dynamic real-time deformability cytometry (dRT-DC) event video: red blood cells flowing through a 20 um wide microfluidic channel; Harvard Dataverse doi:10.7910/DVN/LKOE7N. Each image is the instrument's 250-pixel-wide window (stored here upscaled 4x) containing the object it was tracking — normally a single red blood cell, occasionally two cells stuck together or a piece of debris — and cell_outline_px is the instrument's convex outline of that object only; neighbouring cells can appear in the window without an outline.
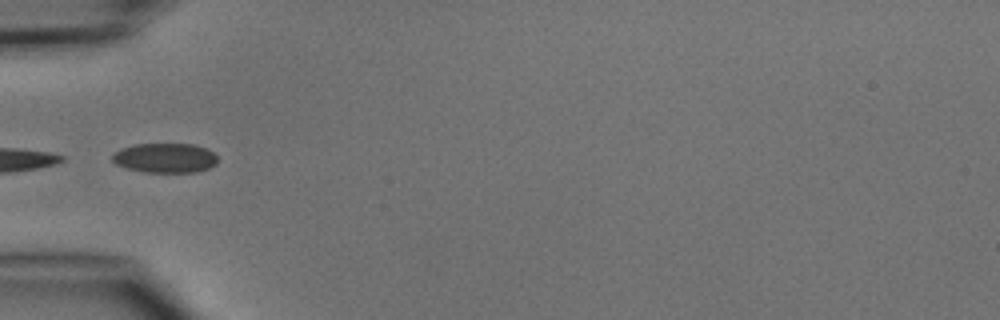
{"species": "common noctule bat (a hibernating species)", "species_latin": "Nyctalus noctula", "temperature_condition": "cold", "stored_images_in_passage": 4, "camera_frame_rate_fps": 3000, "um_per_image_px": 0.085, "animal": {"sex": "male", "body_mass_g": 15.6}, "frame": {"image": 1, "passage_image": 4, "time_ms": 4.333, "image_size_px": [1000, 320], "cell_outline_px": [[216, 164], [208, 168], [196, 172], [144, 172], [128, 168], [116, 164], [112, 160], [112, 156], [120, 148], [136, 144], [196, 144], [212, 152], [216, 156]], "centroid_in_image_um": [14.02, 13.42], "position_along_channel_um": 71.0, "area_um2": 18.03}}